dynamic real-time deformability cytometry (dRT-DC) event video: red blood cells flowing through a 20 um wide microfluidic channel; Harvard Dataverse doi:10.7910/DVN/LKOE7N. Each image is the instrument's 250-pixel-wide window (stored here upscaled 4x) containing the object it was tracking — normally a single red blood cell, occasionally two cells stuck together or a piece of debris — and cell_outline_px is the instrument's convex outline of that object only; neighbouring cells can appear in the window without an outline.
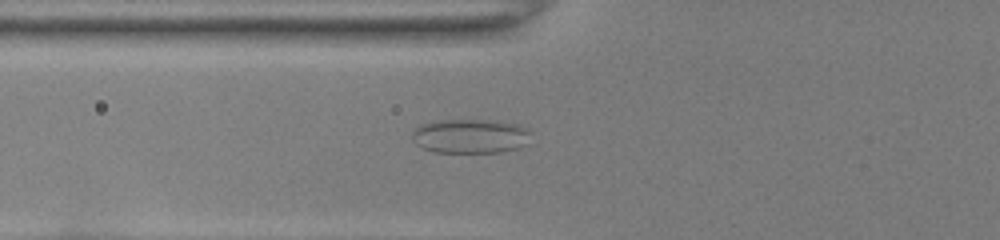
{"species": "common noctule bat (a hibernating species)", "species_latin": "Nyctalus noctula", "temperature_condition": "room temperature", "stored_images_in_passage": 43, "camera_frame_rate_fps": 3000, "um_per_image_px": 0.085, "animal": {"sex": "female", "body_mass_g": 22.0, "forearm_length_mm": 56.7}, "frame": {"image": 1, "passage_image": 13, "time_ms": 4.0, "image_size_px": [1000, 240], "cell_outline_px": [[528, 132], [524, 144], [516, 148], [500, 152], [432, 152], [416, 144], [412, 140], [412, 132], [420, 124], [444, 120], [500, 120], [520, 124]], "centroid_in_image_um": [39.92, 11.56], "position_along_channel_um": 85.9, "area_um2": 23.52}}
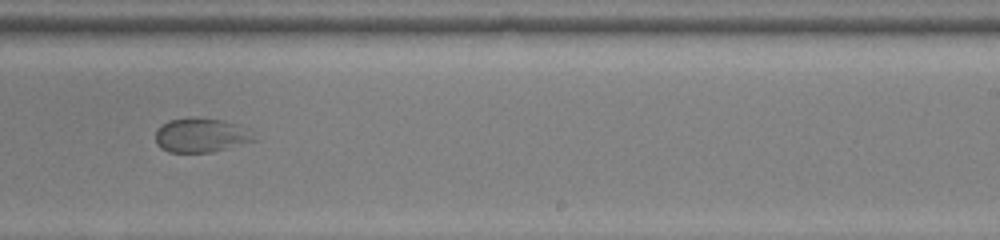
{"frame": {"image": 2, "passage_image": 27, "time_ms": 8.667, "image_size_px": [1000, 240], "cell_outline_px": [[256, 140], [212, 152], [168, 152], [160, 148], [156, 144], [156, 128], [168, 120], [192, 116], [196, 116], [224, 120], [236, 124]], "centroid_in_image_um": [16.97, 11.48], "position_along_channel_um": 272.0, "area_um2": 19.54}}
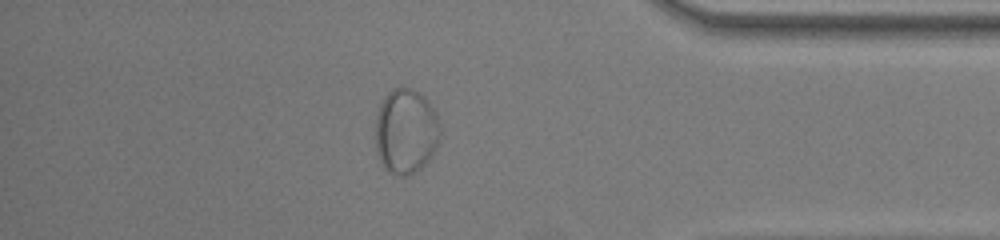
{"frame": {"image": 3, "passage_image": 38, "time_ms": 12.333, "image_size_px": [1000, 240], "cell_outline_px": [[440, 140], [432, 156], [416, 172], [408, 176], [396, 176], [380, 160], [376, 152], [376, 116], [380, 104], [384, 96], [392, 88], [408, 88], [424, 96], [436, 112], [440, 128]], "centroid_in_image_um": [34.51, 11.16], "position_along_channel_um": 400.7, "area_um2": 32.08}}